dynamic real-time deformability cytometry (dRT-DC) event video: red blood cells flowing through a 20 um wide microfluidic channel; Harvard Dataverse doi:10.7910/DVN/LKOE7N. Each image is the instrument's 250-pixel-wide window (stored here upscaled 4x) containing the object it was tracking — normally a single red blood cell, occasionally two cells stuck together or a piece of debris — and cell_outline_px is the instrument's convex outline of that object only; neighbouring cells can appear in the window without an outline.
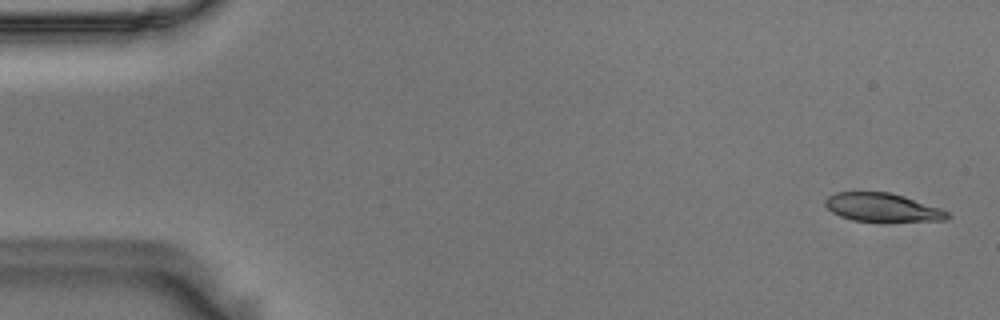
{"species": "Egyptian fruit bat (a non-hibernating species)", "species_latin": "Rousettus aegyptiacus", "temperature_condition": "room temperature", "stored_images_in_passage": 55, "camera_frame_rate_fps": 3000, "um_per_image_px": 0.085, "animal": {"sex": "male"}, "frame": {"image": 1, "passage_image": 1, "time_ms": 0.0, "image_size_px": [1000, 320], "cell_outline_px": [[952, 216], [948, 220], [852, 220], [840, 216], [832, 212], [824, 204], [824, 200], [828, 196], [836, 192], [892, 192], [940, 208], [948, 212]], "centroid_in_image_um": [74.98, 17.61], "position_along_channel_um": 10.0, "area_um2": 19.88}}
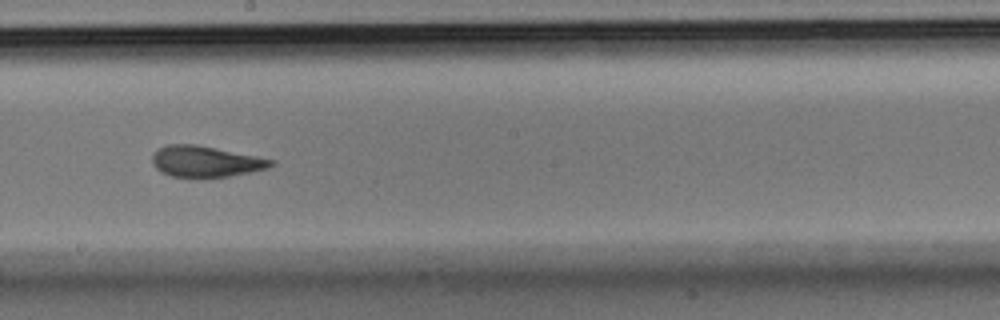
{"frame": {"image": 2, "passage_image": 30, "time_ms": 9.667, "image_size_px": [1000, 320], "cell_outline_px": [[276, 164], [268, 168], [228, 176], [204, 180], [172, 176], [160, 172], [156, 168], [152, 160], [152, 156], [156, 148], [168, 144], [196, 144], [276, 160]], "centroid_in_image_um": [17.45, 13.75], "position_along_channel_um": 230.7, "area_um2": 22.02}}
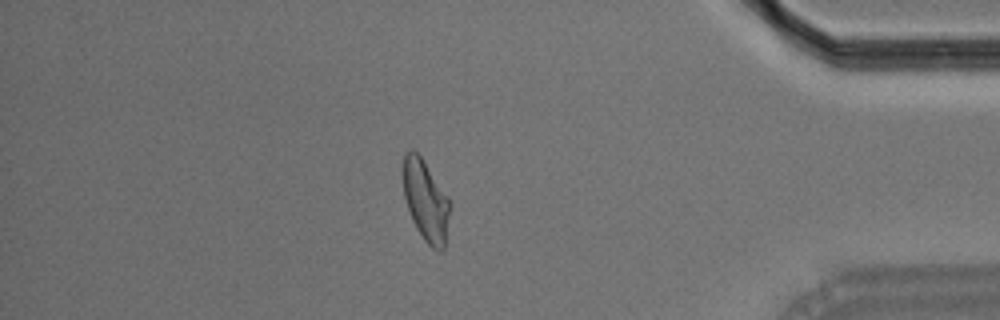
{"frame": {"image": 3, "passage_image": 47, "time_ms": 15.333, "image_size_px": [1000, 320], "cell_outline_px": [[452, 204], [444, 248], [440, 252], [432, 248], [424, 240], [416, 228], [412, 220], [404, 196], [404, 156], [412, 148], [420, 156], [448, 196]], "centroid_in_image_um": [36.23, 17.11], "position_along_channel_um": 399.0, "area_um2": 21.91}, "authors_computed_cell_mechanics": {"area_um2": 22.0218, "velocity_mm_per_s": 3.6035, "shape_relaxation_time_tau1_ms": 9.8798, "shape_relaxation_time_tau2_ms": 2.0696, "deformation_change_tau1": 0.2553, "deformation_change_tau2": 0.0786}}